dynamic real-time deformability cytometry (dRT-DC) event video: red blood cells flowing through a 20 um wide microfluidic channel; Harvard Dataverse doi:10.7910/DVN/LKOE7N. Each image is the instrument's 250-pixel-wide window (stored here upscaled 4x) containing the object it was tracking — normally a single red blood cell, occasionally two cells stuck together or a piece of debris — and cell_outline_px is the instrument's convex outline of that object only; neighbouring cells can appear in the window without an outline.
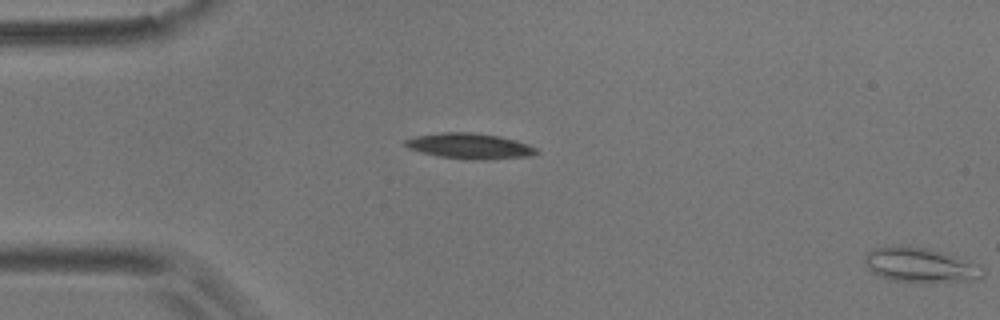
{"species": "common noctule bat (a hibernating species)", "species_latin": "Nyctalus noctula", "temperature_condition": "room temperature", "stored_images_in_passage": 3, "segment_of_instrument_passage": [2, 2], "camera_frame_rate_fps": 3000, "um_per_image_px": 0.085, "animal": {"sex": "male", "body_mass_g": 17.9}, "frame": {"image": 1, "passage_image": 3, "time_ms": 3.333, "image_size_px": [1000, 320], "cell_outline_px": [[984, 276], [980, 280], [928, 284], [920, 284], [892, 280], [880, 276], [872, 272], [864, 264], [864, 256], [868, 252], [876, 248], [892, 244], [900, 244], [928, 248], [944, 252], [980, 264], [984, 268]], "centroid_in_image_um": [78.28, 22.55], "position_along_channel_um": 6.7, "area_um2": 25.09}}